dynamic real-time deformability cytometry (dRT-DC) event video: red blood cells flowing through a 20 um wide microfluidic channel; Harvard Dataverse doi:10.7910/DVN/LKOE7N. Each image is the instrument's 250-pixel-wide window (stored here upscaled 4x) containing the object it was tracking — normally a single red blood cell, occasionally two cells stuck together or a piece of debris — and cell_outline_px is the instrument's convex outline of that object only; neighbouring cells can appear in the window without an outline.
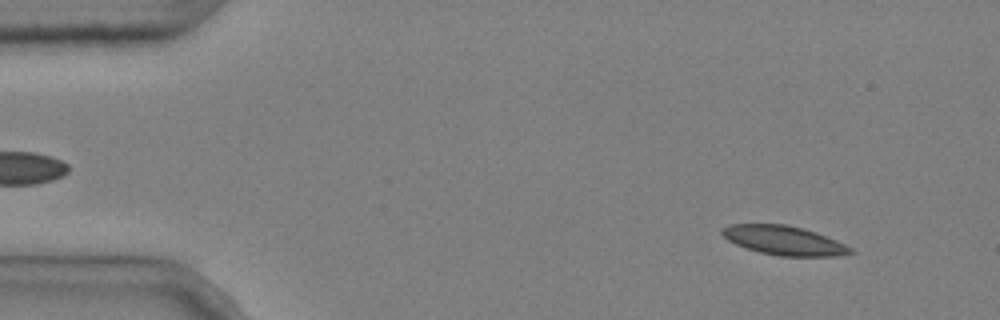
{"species": "common noctule bat (a hibernating species)", "species_latin": "Nyctalus noctula", "temperature_condition": "cold", "stored_images_in_passage": 4, "segment_of_instrument_passage": [2, 2], "camera_frame_rate_fps": 3000, "um_per_image_px": 0.085, "animal": {"sex": "male", "body_mass_g": 20.4}, "frame": {"image": 1, "passage_image": 4, "time_ms": 1.0, "image_size_px": [1000, 320], "cell_outline_px": [[856, 252], [836, 256], [780, 256], [760, 252], [736, 244], [728, 240], [720, 232], [720, 228], [728, 224], [784, 224], [804, 228], [816, 232], [836, 240], [852, 248]], "centroid_in_image_um": [66.63, 20.43], "position_along_channel_um": 18.4, "area_um2": 21.79}}